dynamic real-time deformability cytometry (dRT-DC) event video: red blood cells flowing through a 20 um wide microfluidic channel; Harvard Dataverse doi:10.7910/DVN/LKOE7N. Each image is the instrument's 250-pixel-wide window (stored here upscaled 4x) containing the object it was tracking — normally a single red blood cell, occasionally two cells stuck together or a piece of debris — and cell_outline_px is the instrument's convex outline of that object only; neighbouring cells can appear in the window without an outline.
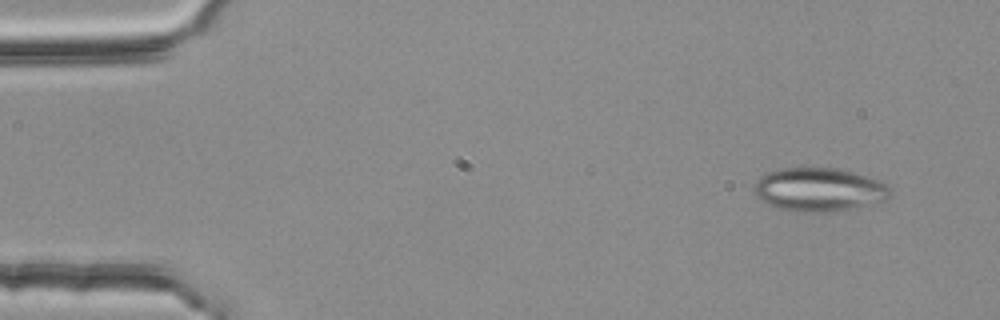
{"species": "common noctule bat (a hibernating species)", "species_latin": "Nyctalus noctula", "temperature_condition": "room temperature", "stored_images_in_passage": 51, "segment_of_instrument_passage": [1, 2], "camera_frame_rate_fps": 3000, "um_per_image_px": 0.085, "animal": {"sex": "female", "body_mass_g": 25.1}, "frame": {"image": 1, "passage_image": 1, "time_ms": 0.0, "image_size_px": [1000, 320], "cell_outline_px": [[892, 196], [884, 200], [836, 212], [792, 212], [776, 208], [764, 204], [756, 196], [756, 180], [764, 172], [776, 168], [836, 168], [852, 172], [880, 180], [888, 184], [892, 188]], "centroid_in_image_um": [69.6, 16.12], "position_along_channel_um": 15.4, "area_um2": 35.08}}